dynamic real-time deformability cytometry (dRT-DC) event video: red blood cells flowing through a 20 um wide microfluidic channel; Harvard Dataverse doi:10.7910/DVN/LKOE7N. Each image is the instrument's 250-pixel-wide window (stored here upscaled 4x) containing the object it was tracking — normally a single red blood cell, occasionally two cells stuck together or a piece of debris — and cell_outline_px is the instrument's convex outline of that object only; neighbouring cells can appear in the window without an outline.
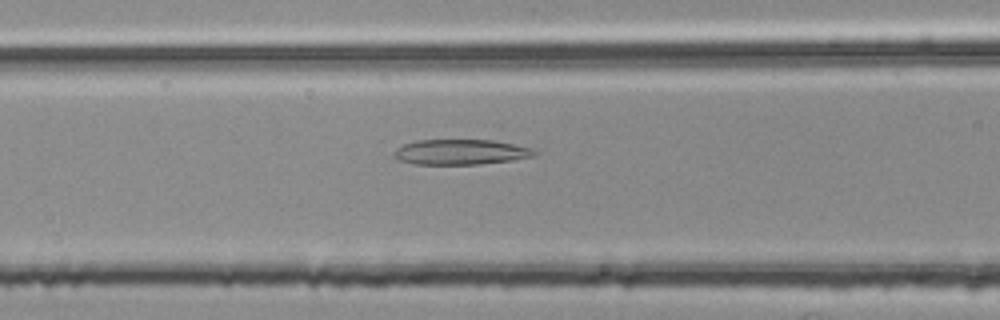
{"species": "common noctule bat (a hibernating species)", "species_latin": "Nyctalus noctula", "temperature_condition": "room temperature", "stored_images_in_passage": 54, "camera_frame_rate_fps": 3000, "um_per_image_px": 0.085, "animal": {"sex": "female", "body_mass_g": 25.1}, "frame": {"image": 1, "passage_image": 22, "time_ms": 7.0, "image_size_px": [1000, 320], "cell_outline_px": [[540, 152], [532, 156], [512, 160], [480, 164], [412, 164], [400, 160], [392, 156], [392, 152], [396, 148], [404, 144], [416, 140], [492, 140], [532, 148]], "centroid_in_image_um": [39.12, 12.92], "position_along_channel_um": 127.5, "area_um2": 20.69}}
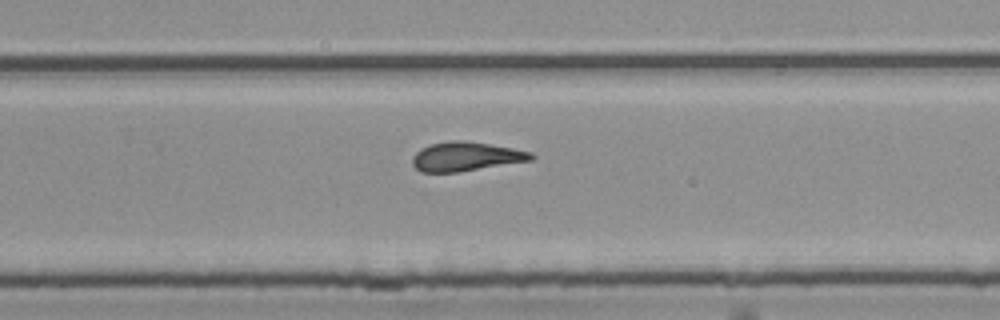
{"frame": {"image": 2, "passage_image": 35, "time_ms": 11.333, "image_size_px": [1000, 320], "cell_outline_px": [[536, 156], [532, 160], [460, 172], [420, 172], [412, 164], [412, 156], [420, 148], [428, 144], [452, 140], [464, 140], [512, 148], [532, 152]], "centroid_in_image_um": [39.57, 13.3], "position_along_channel_um": 290.2, "area_um2": 20.29}}
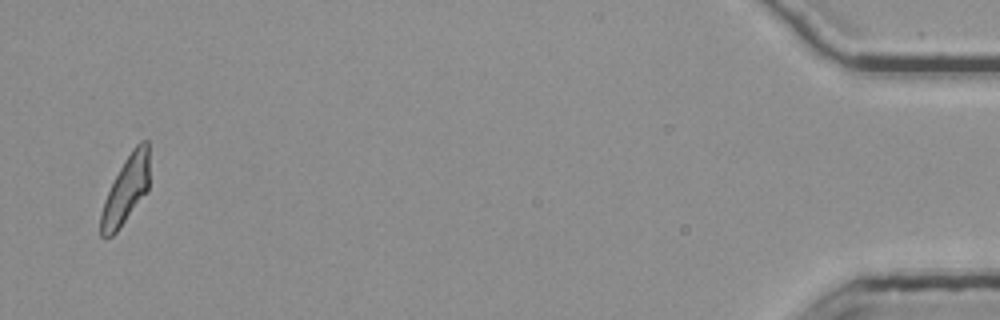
{"frame": {"image": 3, "passage_image": 53, "time_ms": 17.333, "image_size_px": [1000, 320], "cell_outline_px": [[148, 192], [116, 232], [112, 236], [104, 240], [100, 236], [100, 212], [104, 200], [124, 160], [132, 148], [140, 140], [148, 140]], "centroid_in_image_um": [10.68, 16.18], "position_along_channel_um": 424.5, "area_um2": 19.13}, "authors_computed_cell_mechanics": {"area_um2": 20.2011, "velocity_mm_per_s": 3.7693, "shape_relaxation_time_tau1_ms": null, "shape_relaxation_time_tau2_ms": 4.2735, "deformation_change_tau1": null, "deformation_change_tau2": 0.1539}}